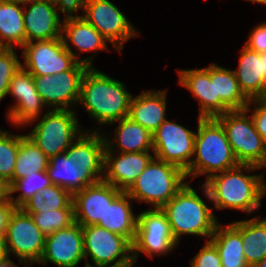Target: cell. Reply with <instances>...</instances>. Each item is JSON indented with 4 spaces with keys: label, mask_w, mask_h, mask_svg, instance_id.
I'll return each mask as SVG.
<instances>
[{
    "label": "cell",
    "mask_w": 266,
    "mask_h": 267,
    "mask_svg": "<svg viewBox=\"0 0 266 267\" xmlns=\"http://www.w3.org/2000/svg\"><path fill=\"white\" fill-rule=\"evenodd\" d=\"M185 172L176 165L156 159L150 161L127 194L139 203L161 209L187 183Z\"/></svg>",
    "instance_id": "obj_6"
},
{
    "label": "cell",
    "mask_w": 266,
    "mask_h": 267,
    "mask_svg": "<svg viewBox=\"0 0 266 267\" xmlns=\"http://www.w3.org/2000/svg\"><path fill=\"white\" fill-rule=\"evenodd\" d=\"M261 169L255 165L239 164L227 171L212 175L205 180L202 191L214 205V209H233L253 214L261 207L266 195V180L263 174L246 175ZM246 172V174H245Z\"/></svg>",
    "instance_id": "obj_2"
},
{
    "label": "cell",
    "mask_w": 266,
    "mask_h": 267,
    "mask_svg": "<svg viewBox=\"0 0 266 267\" xmlns=\"http://www.w3.org/2000/svg\"><path fill=\"white\" fill-rule=\"evenodd\" d=\"M87 68V65L78 62L71 70L59 74L33 76L44 104L52 110H73L71 106L78 104L80 85Z\"/></svg>",
    "instance_id": "obj_15"
},
{
    "label": "cell",
    "mask_w": 266,
    "mask_h": 267,
    "mask_svg": "<svg viewBox=\"0 0 266 267\" xmlns=\"http://www.w3.org/2000/svg\"><path fill=\"white\" fill-rule=\"evenodd\" d=\"M85 267H113V266H104V265H91V264H85Z\"/></svg>",
    "instance_id": "obj_49"
},
{
    "label": "cell",
    "mask_w": 266,
    "mask_h": 267,
    "mask_svg": "<svg viewBox=\"0 0 266 267\" xmlns=\"http://www.w3.org/2000/svg\"><path fill=\"white\" fill-rule=\"evenodd\" d=\"M82 232L86 264L120 267L133 259V244L126 237L99 225L82 226Z\"/></svg>",
    "instance_id": "obj_9"
},
{
    "label": "cell",
    "mask_w": 266,
    "mask_h": 267,
    "mask_svg": "<svg viewBox=\"0 0 266 267\" xmlns=\"http://www.w3.org/2000/svg\"><path fill=\"white\" fill-rule=\"evenodd\" d=\"M62 22V39L65 48L75 57V59L87 65L93 67L94 54L85 58H78L73 52L72 48L75 47L78 52H92L100 50H109L107 46L108 40L99 33L90 23H88L83 17H74L63 19Z\"/></svg>",
    "instance_id": "obj_21"
},
{
    "label": "cell",
    "mask_w": 266,
    "mask_h": 267,
    "mask_svg": "<svg viewBox=\"0 0 266 267\" xmlns=\"http://www.w3.org/2000/svg\"><path fill=\"white\" fill-rule=\"evenodd\" d=\"M136 262H137V260L132 259L131 261H129L128 263H126L125 265H122L120 267H132Z\"/></svg>",
    "instance_id": "obj_47"
},
{
    "label": "cell",
    "mask_w": 266,
    "mask_h": 267,
    "mask_svg": "<svg viewBox=\"0 0 266 267\" xmlns=\"http://www.w3.org/2000/svg\"><path fill=\"white\" fill-rule=\"evenodd\" d=\"M9 198L8 185L0 179V203L6 201Z\"/></svg>",
    "instance_id": "obj_42"
},
{
    "label": "cell",
    "mask_w": 266,
    "mask_h": 267,
    "mask_svg": "<svg viewBox=\"0 0 266 267\" xmlns=\"http://www.w3.org/2000/svg\"><path fill=\"white\" fill-rule=\"evenodd\" d=\"M167 90L141 92L130 100L129 118L154 133L166 118Z\"/></svg>",
    "instance_id": "obj_24"
},
{
    "label": "cell",
    "mask_w": 266,
    "mask_h": 267,
    "mask_svg": "<svg viewBox=\"0 0 266 267\" xmlns=\"http://www.w3.org/2000/svg\"><path fill=\"white\" fill-rule=\"evenodd\" d=\"M253 267H266V256Z\"/></svg>",
    "instance_id": "obj_45"
},
{
    "label": "cell",
    "mask_w": 266,
    "mask_h": 267,
    "mask_svg": "<svg viewBox=\"0 0 266 267\" xmlns=\"http://www.w3.org/2000/svg\"><path fill=\"white\" fill-rule=\"evenodd\" d=\"M0 44L4 48L26 44L23 4L0 0Z\"/></svg>",
    "instance_id": "obj_30"
},
{
    "label": "cell",
    "mask_w": 266,
    "mask_h": 267,
    "mask_svg": "<svg viewBox=\"0 0 266 267\" xmlns=\"http://www.w3.org/2000/svg\"><path fill=\"white\" fill-rule=\"evenodd\" d=\"M0 267H18L15 262L11 260V257H7L5 260L0 262Z\"/></svg>",
    "instance_id": "obj_44"
},
{
    "label": "cell",
    "mask_w": 266,
    "mask_h": 267,
    "mask_svg": "<svg viewBox=\"0 0 266 267\" xmlns=\"http://www.w3.org/2000/svg\"><path fill=\"white\" fill-rule=\"evenodd\" d=\"M49 158L46 154L30 139L25 136L20 140L18 156L14 167L12 180L7 184L8 187L15 181L24 178L34 172L46 171Z\"/></svg>",
    "instance_id": "obj_31"
},
{
    "label": "cell",
    "mask_w": 266,
    "mask_h": 267,
    "mask_svg": "<svg viewBox=\"0 0 266 267\" xmlns=\"http://www.w3.org/2000/svg\"><path fill=\"white\" fill-rule=\"evenodd\" d=\"M233 71L240 90L249 100L266 97V53L243 46L238 68Z\"/></svg>",
    "instance_id": "obj_22"
},
{
    "label": "cell",
    "mask_w": 266,
    "mask_h": 267,
    "mask_svg": "<svg viewBox=\"0 0 266 267\" xmlns=\"http://www.w3.org/2000/svg\"><path fill=\"white\" fill-rule=\"evenodd\" d=\"M218 250L222 267H249L243 253L241 233L230 223H217L209 239Z\"/></svg>",
    "instance_id": "obj_29"
},
{
    "label": "cell",
    "mask_w": 266,
    "mask_h": 267,
    "mask_svg": "<svg viewBox=\"0 0 266 267\" xmlns=\"http://www.w3.org/2000/svg\"><path fill=\"white\" fill-rule=\"evenodd\" d=\"M85 261L82 226L74 222L67 228L60 229L45 237L44 251L39 261L58 267H76Z\"/></svg>",
    "instance_id": "obj_17"
},
{
    "label": "cell",
    "mask_w": 266,
    "mask_h": 267,
    "mask_svg": "<svg viewBox=\"0 0 266 267\" xmlns=\"http://www.w3.org/2000/svg\"><path fill=\"white\" fill-rule=\"evenodd\" d=\"M9 257L5 237H0V262Z\"/></svg>",
    "instance_id": "obj_43"
},
{
    "label": "cell",
    "mask_w": 266,
    "mask_h": 267,
    "mask_svg": "<svg viewBox=\"0 0 266 267\" xmlns=\"http://www.w3.org/2000/svg\"><path fill=\"white\" fill-rule=\"evenodd\" d=\"M90 0H54L56 3V7L58 9V13L64 14V19L66 18H74V17H83L77 13L79 9L83 11L84 7ZM75 13V14H74ZM78 14V15H76Z\"/></svg>",
    "instance_id": "obj_40"
},
{
    "label": "cell",
    "mask_w": 266,
    "mask_h": 267,
    "mask_svg": "<svg viewBox=\"0 0 266 267\" xmlns=\"http://www.w3.org/2000/svg\"><path fill=\"white\" fill-rule=\"evenodd\" d=\"M52 182L47 174V171L34 172L22 179L15 180L9 187V200L20 208L27 200L40 192L44 187H50ZM19 192V195L14 198L13 194ZM21 192V193H20Z\"/></svg>",
    "instance_id": "obj_33"
},
{
    "label": "cell",
    "mask_w": 266,
    "mask_h": 267,
    "mask_svg": "<svg viewBox=\"0 0 266 267\" xmlns=\"http://www.w3.org/2000/svg\"><path fill=\"white\" fill-rule=\"evenodd\" d=\"M83 18L120 52L129 39L139 35L136 27L110 0H90L83 9Z\"/></svg>",
    "instance_id": "obj_14"
},
{
    "label": "cell",
    "mask_w": 266,
    "mask_h": 267,
    "mask_svg": "<svg viewBox=\"0 0 266 267\" xmlns=\"http://www.w3.org/2000/svg\"><path fill=\"white\" fill-rule=\"evenodd\" d=\"M7 95L16 101L6 114V120L13 126L26 127L33 124L42 115L43 107H47L36 90L33 76L22 66L13 75Z\"/></svg>",
    "instance_id": "obj_16"
},
{
    "label": "cell",
    "mask_w": 266,
    "mask_h": 267,
    "mask_svg": "<svg viewBox=\"0 0 266 267\" xmlns=\"http://www.w3.org/2000/svg\"><path fill=\"white\" fill-rule=\"evenodd\" d=\"M210 81H214L215 117L230 110H243L248 106L250 100L240 90L233 69L211 64Z\"/></svg>",
    "instance_id": "obj_23"
},
{
    "label": "cell",
    "mask_w": 266,
    "mask_h": 267,
    "mask_svg": "<svg viewBox=\"0 0 266 267\" xmlns=\"http://www.w3.org/2000/svg\"><path fill=\"white\" fill-rule=\"evenodd\" d=\"M116 154V150L104 151L103 180L118 190L127 192L154 155L151 151Z\"/></svg>",
    "instance_id": "obj_18"
},
{
    "label": "cell",
    "mask_w": 266,
    "mask_h": 267,
    "mask_svg": "<svg viewBox=\"0 0 266 267\" xmlns=\"http://www.w3.org/2000/svg\"><path fill=\"white\" fill-rule=\"evenodd\" d=\"M27 4L23 5L26 43L62 38L61 17L54 0H33Z\"/></svg>",
    "instance_id": "obj_20"
},
{
    "label": "cell",
    "mask_w": 266,
    "mask_h": 267,
    "mask_svg": "<svg viewBox=\"0 0 266 267\" xmlns=\"http://www.w3.org/2000/svg\"><path fill=\"white\" fill-rule=\"evenodd\" d=\"M186 178L201 175L208 180L212 175L227 171L239 165L227 139L222 124L215 118L198 117L194 154Z\"/></svg>",
    "instance_id": "obj_4"
},
{
    "label": "cell",
    "mask_w": 266,
    "mask_h": 267,
    "mask_svg": "<svg viewBox=\"0 0 266 267\" xmlns=\"http://www.w3.org/2000/svg\"><path fill=\"white\" fill-rule=\"evenodd\" d=\"M251 104H253V106ZM251 106L255 109L253 108V110H251ZM245 109L248 112H253V114L250 115L253 119L256 131L266 142V97L250 100L248 106Z\"/></svg>",
    "instance_id": "obj_38"
},
{
    "label": "cell",
    "mask_w": 266,
    "mask_h": 267,
    "mask_svg": "<svg viewBox=\"0 0 266 267\" xmlns=\"http://www.w3.org/2000/svg\"><path fill=\"white\" fill-rule=\"evenodd\" d=\"M30 214L35 225L42 231L45 237L52 235L54 232L69 227L75 222L74 209H56L44 210L38 213Z\"/></svg>",
    "instance_id": "obj_35"
},
{
    "label": "cell",
    "mask_w": 266,
    "mask_h": 267,
    "mask_svg": "<svg viewBox=\"0 0 266 267\" xmlns=\"http://www.w3.org/2000/svg\"><path fill=\"white\" fill-rule=\"evenodd\" d=\"M5 239L9 256L14 254L24 267L41 260L45 236L35 225L32 216L21 208H16L12 213Z\"/></svg>",
    "instance_id": "obj_11"
},
{
    "label": "cell",
    "mask_w": 266,
    "mask_h": 267,
    "mask_svg": "<svg viewBox=\"0 0 266 267\" xmlns=\"http://www.w3.org/2000/svg\"><path fill=\"white\" fill-rule=\"evenodd\" d=\"M26 213H38L44 210L74 209L73 196L66 190L52 184L34 194L21 207Z\"/></svg>",
    "instance_id": "obj_32"
},
{
    "label": "cell",
    "mask_w": 266,
    "mask_h": 267,
    "mask_svg": "<svg viewBox=\"0 0 266 267\" xmlns=\"http://www.w3.org/2000/svg\"><path fill=\"white\" fill-rule=\"evenodd\" d=\"M152 136L156 159L176 165L184 172L189 169L194 154L195 132L166 119Z\"/></svg>",
    "instance_id": "obj_12"
},
{
    "label": "cell",
    "mask_w": 266,
    "mask_h": 267,
    "mask_svg": "<svg viewBox=\"0 0 266 267\" xmlns=\"http://www.w3.org/2000/svg\"><path fill=\"white\" fill-rule=\"evenodd\" d=\"M245 1H249V2H253V3H260V4H266V0H245Z\"/></svg>",
    "instance_id": "obj_48"
},
{
    "label": "cell",
    "mask_w": 266,
    "mask_h": 267,
    "mask_svg": "<svg viewBox=\"0 0 266 267\" xmlns=\"http://www.w3.org/2000/svg\"><path fill=\"white\" fill-rule=\"evenodd\" d=\"M113 185L101 180L73 195L74 220L81 226L97 225L104 219L108 204L121 193Z\"/></svg>",
    "instance_id": "obj_19"
},
{
    "label": "cell",
    "mask_w": 266,
    "mask_h": 267,
    "mask_svg": "<svg viewBox=\"0 0 266 267\" xmlns=\"http://www.w3.org/2000/svg\"><path fill=\"white\" fill-rule=\"evenodd\" d=\"M22 50V67L32 76H47L71 70L78 61L65 48L62 38L32 41Z\"/></svg>",
    "instance_id": "obj_13"
},
{
    "label": "cell",
    "mask_w": 266,
    "mask_h": 267,
    "mask_svg": "<svg viewBox=\"0 0 266 267\" xmlns=\"http://www.w3.org/2000/svg\"><path fill=\"white\" fill-rule=\"evenodd\" d=\"M116 123L118 125L114 130V136L104 134L106 142L105 151H115L118 148V153L153 152V136L149 130L129 117H125L112 124Z\"/></svg>",
    "instance_id": "obj_25"
},
{
    "label": "cell",
    "mask_w": 266,
    "mask_h": 267,
    "mask_svg": "<svg viewBox=\"0 0 266 267\" xmlns=\"http://www.w3.org/2000/svg\"><path fill=\"white\" fill-rule=\"evenodd\" d=\"M47 110L26 136L51 158L66 152L85 129L79 126L77 111Z\"/></svg>",
    "instance_id": "obj_7"
},
{
    "label": "cell",
    "mask_w": 266,
    "mask_h": 267,
    "mask_svg": "<svg viewBox=\"0 0 266 267\" xmlns=\"http://www.w3.org/2000/svg\"><path fill=\"white\" fill-rule=\"evenodd\" d=\"M215 118L222 124L239 164L260 167L266 159V142L256 131L248 111L230 110Z\"/></svg>",
    "instance_id": "obj_8"
},
{
    "label": "cell",
    "mask_w": 266,
    "mask_h": 267,
    "mask_svg": "<svg viewBox=\"0 0 266 267\" xmlns=\"http://www.w3.org/2000/svg\"><path fill=\"white\" fill-rule=\"evenodd\" d=\"M191 267H222L215 245L207 240L203 248L190 261Z\"/></svg>",
    "instance_id": "obj_37"
},
{
    "label": "cell",
    "mask_w": 266,
    "mask_h": 267,
    "mask_svg": "<svg viewBox=\"0 0 266 267\" xmlns=\"http://www.w3.org/2000/svg\"><path fill=\"white\" fill-rule=\"evenodd\" d=\"M99 131H83L66 152L49 158L46 171L52 184L73 196L103 180L106 142Z\"/></svg>",
    "instance_id": "obj_1"
},
{
    "label": "cell",
    "mask_w": 266,
    "mask_h": 267,
    "mask_svg": "<svg viewBox=\"0 0 266 267\" xmlns=\"http://www.w3.org/2000/svg\"><path fill=\"white\" fill-rule=\"evenodd\" d=\"M161 210L165 213L174 239L180 243L182 235L208 238L214 233L218 219L197 190L187 182Z\"/></svg>",
    "instance_id": "obj_5"
},
{
    "label": "cell",
    "mask_w": 266,
    "mask_h": 267,
    "mask_svg": "<svg viewBox=\"0 0 266 267\" xmlns=\"http://www.w3.org/2000/svg\"><path fill=\"white\" fill-rule=\"evenodd\" d=\"M24 136L0 129V179L6 184L13 178L20 140Z\"/></svg>",
    "instance_id": "obj_34"
},
{
    "label": "cell",
    "mask_w": 266,
    "mask_h": 267,
    "mask_svg": "<svg viewBox=\"0 0 266 267\" xmlns=\"http://www.w3.org/2000/svg\"><path fill=\"white\" fill-rule=\"evenodd\" d=\"M133 200L127 192H121L111 204H108L104 219L97 225L126 237L132 244L137 230V215L132 210Z\"/></svg>",
    "instance_id": "obj_27"
},
{
    "label": "cell",
    "mask_w": 266,
    "mask_h": 267,
    "mask_svg": "<svg viewBox=\"0 0 266 267\" xmlns=\"http://www.w3.org/2000/svg\"><path fill=\"white\" fill-rule=\"evenodd\" d=\"M245 45L258 53H266V22L253 27Z\"/></svg>",
    "instance_id": "obj_39"
},
{
    "label": "cell",
    "mask_w": 266,
    "mask_h": 267,
    "mask_svg": "<svg viewBox=\"0 0 266 267\" xmlns=\"http://www.w3.org/2000/svg\"><path fill=\"white\" fill-rule=\"evenodd\" d=\"M179 244L172 234L165 213L158 208H150L137 215V230L133 242V259L140 254L153 258L172 252ZM139 254V255H138Z\"/></svg>",
    "instance_id": "obj_10"
},
{
    "label": "cell",
    "mask_w": 266,
    "mask_h": 267,
    "mask_svg": "<svg viewBox=\"0 0 266 267\" xmlns=\"http://www.w3.org/2000/svg\"><path fill=\"white\" fill-rule=\"evenodd\" d=\"M14 49L3 48L0 51V101L7 96L11 79L22 66Z\"/></svg>",
    "instance_id": "obj_36"
},
{
    "label": "cell",
    "mask_w": 266,
    "mask_h": 267,
    "mask_svg": "<svg viewBox=\"0 0 266 267\" xmlns=\"http://www.w3.org/2000/svg\"><path fill=\"white\" fill-rule=\"evenodd\" d=\"M5 1H10V2H15V3H19V4H27L33 0H5Z\"/></svg>",
    "instance_id": "obj_46"
},
{
    "label": "cell",
    "mask_w": 266,
    "mask_h": 267,
    "mask_svg": "<svg viewBox=\"0 0 266 267\" xmlns=\"http://www.w3.org/2000/svg\"><path fill=\"white\" fill-rule=\"evenodd\" d=\"M132 96L121 81L88 67L82 77L78 104L99 125L106 126L129 116Z\"/></svg>",
    "instance_id": "obj_3"
},
{
    "label": "cell",
    "mask_w": 266,
    "mask_h": 267,
    "mask_svg": "<svg viewBox=\"0 0 266 267\" xmlns=\"http://www.w3.org/2000/svg\"><path fill=\"white\" fill-rule=\"evenodd\" d=\"M4 47L0 44V51L3 49Z\"/></svg>",
    "instance_id": "obj_51"
},
{
    "label": "cell",
    "mask_w": 266,
    "mask_h": 267,
    "mask_svg": "<svg viewBox=\"0 0 266 267\" xmlns=\"http://www.w3.org/2000/svg\"><path fill=\"white\" fill-rule=\"evenodd\" d=\"M263 167H264V168L266 167V159H265L264 163L260 166L261 169H262Z\"/></svg>",
    "instance_id": "obj_50"
},
{
    "label": "cell",
    "mask_w": 266,
    "mask_h": 267,
    "mask_svg": "<svg viewBox=\"0 0 266 267\" xmlns=\"http://www.w3.org/2000/svg\"><path fill=\"white\" fill-rule=\"evenodd\" d=\"M179 84L198 100L199 117H215L214 81H210V66L201 69H177Z\"/></svg>",
    "instance_id": "obj_26"
},
{
    "label": "cell",
    "mask_w": 266,
    "mask_h": 267,
    "mask_svg": "<svg viewBox=\"0 0 266 267\" xmlns=\"http://www.w3.org/2000/svg\"><path fill=\"white\" fill-rule=\"evenodd\" d=\"M17 207L9 198L0 203V237H5L10 217Z\"/></svg>",
    "instance_id": "obj_41"
},
{
    "label": "cell",
    "mask_w": 266,
    "mask_h": 267,
    "mask_svg": "<svg viewBox=\"0 0 266 267\" xmlns=\"http://www.w3.org/2000/svg\"><path fill=\"white\" fill-rule=\"evenodd\" d=\"M231 224L241 233L245 261L253 267L266 256V218L256 216Z\"/></svg>",
    "instance_id": "obj_28"
}]
</instances>
